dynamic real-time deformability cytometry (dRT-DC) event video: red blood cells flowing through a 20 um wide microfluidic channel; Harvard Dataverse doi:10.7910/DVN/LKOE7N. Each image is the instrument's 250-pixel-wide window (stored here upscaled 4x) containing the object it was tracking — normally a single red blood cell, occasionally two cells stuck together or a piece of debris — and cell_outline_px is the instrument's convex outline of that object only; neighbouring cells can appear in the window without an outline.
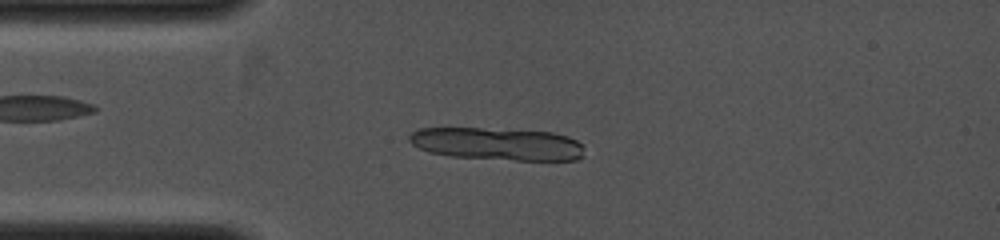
{"species": "common noctule bat (a hibernating species)", "species_latin": "Nyctalus noctula", "temperature_condition": "cold", "stored_images_in_passage": 10, "camera_frame_rate_fps": 4000, "um_per_image_px": 0.085, "animal": {"sex": "female", "body_mass_g": 19.0, "forearm_length_mm": 53.3}, "frame": {"image": 1, "passage_image": 10, "time_ms": 2.25, "image_size_px": [1000, 240], "cell_outline_px": [[580, 156], [576, 160], [516, 160], [448, 156], [428, 152], [412, 144], [408, 140], [408, 136], [412, 132], [420, 128], [480, 128], [552, 132], [568, 136], [576, 140], [580, 144]], "centroid_in_image_um": [42.19, 12.23], "position_along_channel_um": 42.8, "area_um2": 32.95}}